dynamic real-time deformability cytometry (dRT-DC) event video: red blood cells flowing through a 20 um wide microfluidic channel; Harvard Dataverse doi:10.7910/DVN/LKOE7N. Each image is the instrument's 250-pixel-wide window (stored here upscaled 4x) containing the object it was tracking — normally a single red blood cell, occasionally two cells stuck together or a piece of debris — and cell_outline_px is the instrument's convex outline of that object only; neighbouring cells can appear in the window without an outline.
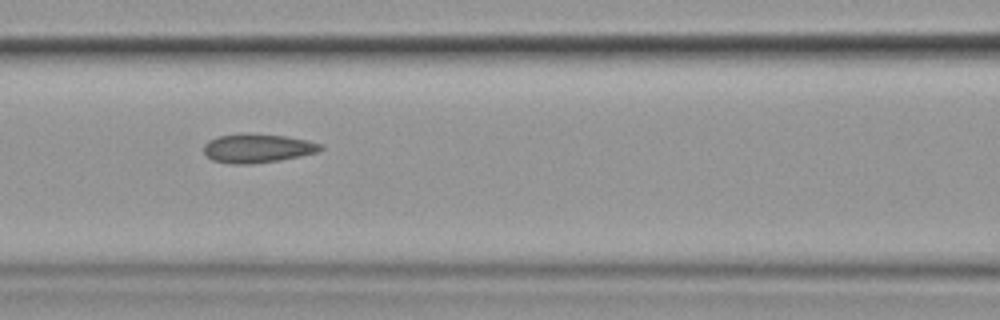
{"species": "common noctule bat (a hibernating species)", "species_latin": "Nyctalus noctula", "temperature_condition": "cold", "stored_images_in_passage": 8, "camera_frame_rate_fps": 3000, "um_per_image_px": 0.085, "animal": {"sex": "female", "body_mass_g": 19.9}, "frame": {"image": 1, "passage_image": 4, "time_ms": 3.667, "image_size_px": [1000, 320], "cell_outline_px": [[324, 148], [316, 152], [300, 156], [280, 160], [252, 164], [232, 164], [212, 160], [204, 152], [204, 144], [208, 140], [216, 136], [288, 136], [308, 140], [324, 144]], "centroid_in_image_um": [21.93, 12.64], "position_along_channel_um": 144.7, "area_um2": 19.02}}
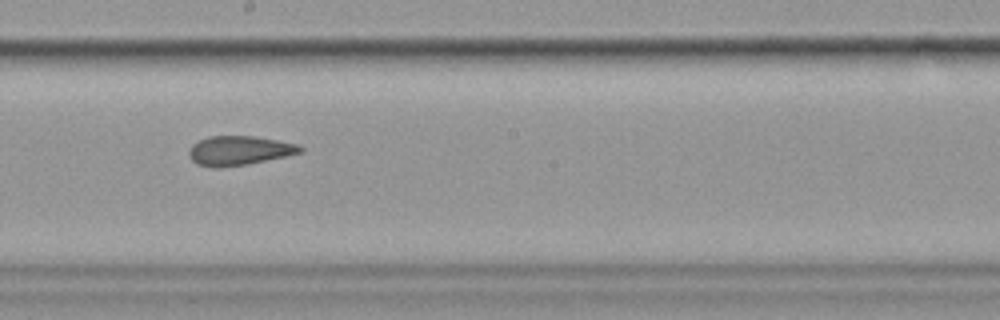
{"frame": {"image": 2, "passage_image": 6, "time_ms": 6.0, "image_size_px": [1000, 320], "cell_outline_px": [[304, 152], [248, 164], [220, 168], [216, 168], [196, 164], [188, 156], [188, 152], [192, 144], [208, 136], [252, 136], [276, 140], [296, 144], [304, 148]], "centroid_in_image_um": [20.3, 12.81], "position_along_channel_um": 227.9, "area_um2": 19.02}}
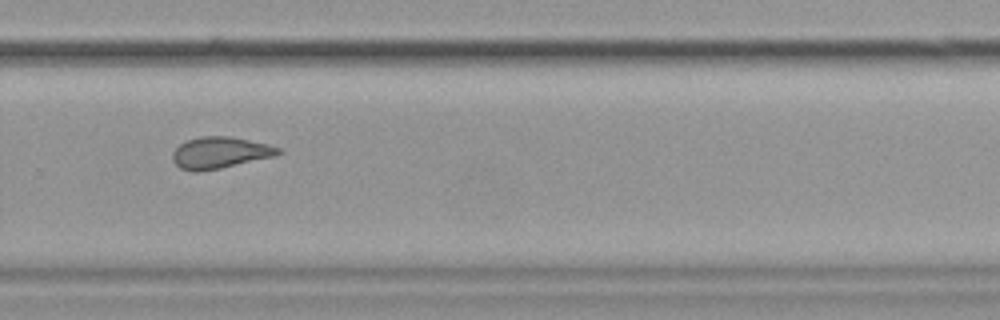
{"frame": {"image": 3, "passage_image": 8, "time_ms": 8.333, "image_size_px": [1000, 320], "cell_outline_px": [[284, 152], [276, 156], [220, 168], [200, 172], [192, 172], [180, 168], [172, 160], [172, 152], [180, 144], [188, 140], [200, 136], [228, 136], [268, 144], [280, 148]], "centroid_in_image_um": [18.7, 12.99], "position_along_channel_um": 311.1, "area_um2": 19.48}}